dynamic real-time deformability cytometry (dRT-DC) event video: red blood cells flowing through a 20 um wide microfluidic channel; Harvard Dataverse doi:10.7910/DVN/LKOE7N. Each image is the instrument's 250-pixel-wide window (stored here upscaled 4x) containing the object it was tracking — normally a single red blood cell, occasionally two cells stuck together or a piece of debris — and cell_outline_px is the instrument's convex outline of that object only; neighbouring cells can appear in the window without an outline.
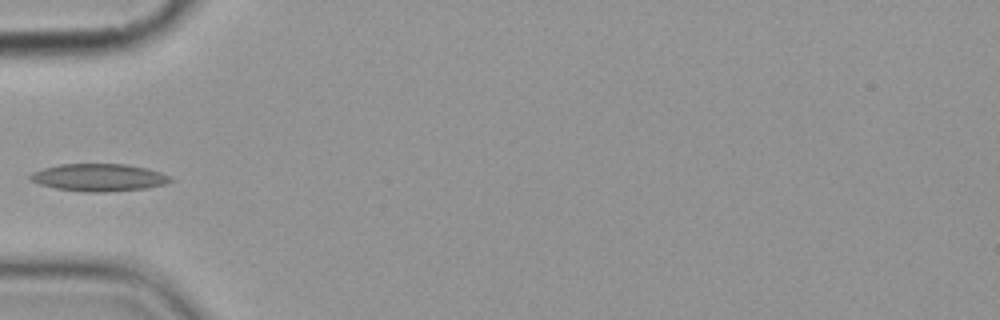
{"species": "common noctule bat (a hibernating species)", "species_latin": "Nyctalus noctula", "temperature_condition": "cold", "stored_images_in_passage": 8, "camera_frame_rate_fps": 3000, "um_per_image_px": 0.085, "animal": {"sex": "female", "body_mass_g": 19.9}, "frame": {"image": 1, "passage_image": 5, "time_ms": 4.667, "image_size_px": [1000, 320], "cell_outline_px": [[172, 180], [164, 184], [144, 188], [104, 192], [84, 192], [56, 188], [40, 184], [32, 180], [28, 176], [32, 172], [44, 168], [60, 164], [124, 164], [144, 168], [160, 172], [172, 176]], "centroid_in_image_um": [8.39, 15.08], "position_along_channel_um": 76.6, "area_um2": 22.14}}
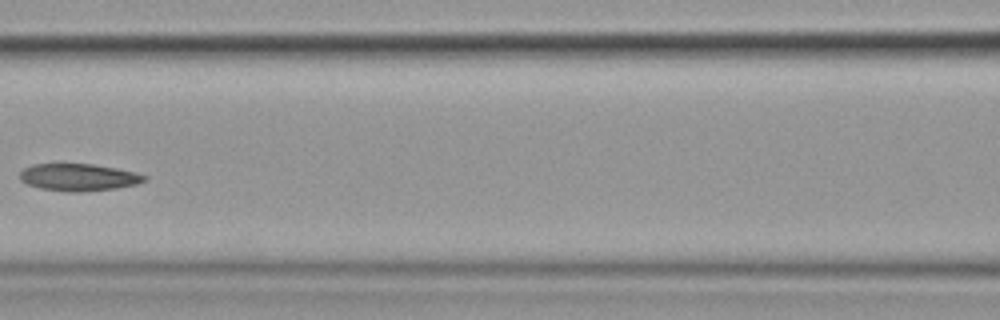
{"frame": {"image": 2, "passage_image": 7, "time_ms": 7.0, "image_size_px": [1000, 320], "cell_outline_px": [[148, 180], [136, 184], [116, 188], [80, 192], [72, 192], [40, 188], [28, 184], [20, 180], [20, 172], [24, 168], [32, 164], [92, 164], [116, 168], [136, 172], [148, 176]], "centroid_in_image_um": [6.71, 15.06], "position_along_channel_um": 159.9, "area_um2": 19.71}}
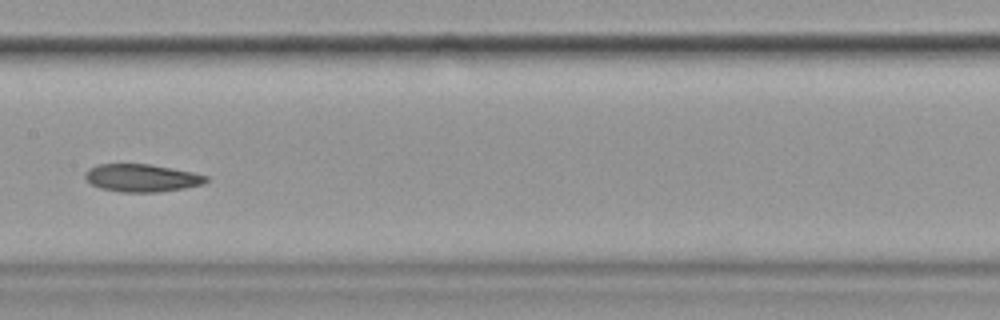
{"frame": {"image": 3, "passage_image": 8, "time_ms": 8.0, "image_size_px": [1000, 320], "cell_outline_px": [[208, 180], [204, 184], [184, 188], [156, 192], [120, 192], [100, 188], [92, 184], [84, 176], [84, 172], [88, 168], [96, 164], [148, 164], [172, 168], [192, 172], [208, 176]], "centroid_in_image_um": [12.03, 15.12], "position_along_channel_um": 195.4, "area_um2": 19.54}}